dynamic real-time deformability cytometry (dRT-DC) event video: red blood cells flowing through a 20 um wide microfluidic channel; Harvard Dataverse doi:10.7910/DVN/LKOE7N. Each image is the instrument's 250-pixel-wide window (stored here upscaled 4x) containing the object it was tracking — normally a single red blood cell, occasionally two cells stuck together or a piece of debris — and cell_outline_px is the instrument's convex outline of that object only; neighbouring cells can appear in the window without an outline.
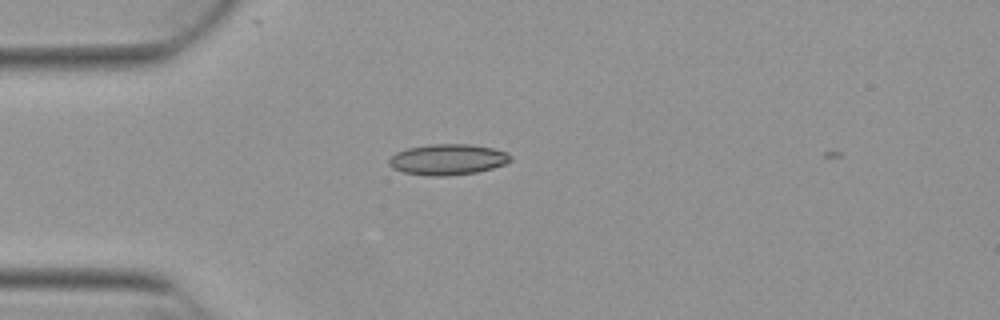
{"species": "Egyptian fruit bat (a non-hibernating species)", "species_latin": "Rousettus aegyptiacus", "temperature_condition": "warm", "stored_images_in_passage": 16, "camera_frame_rate_fps": 3000, "um_per_image_px": 0.085, "animal": {"sex": "female"}, "frame": {"image": 1, "passage_image": 4, "time_ms": 1.0, "image_size_px": [1000, 320], "cell_outline_px": [[512, 160], [504, 164], [492, 168], [476, 172], [448, 176], [432, 176], [404, 172], [392, 168], [388, 164], [388, 160], [396, 152], [408, 148], [428, 144], [468, 144], [492, 148], [508, 152], [512, 156]], "centroid_in_image_um": [38.06, 13.55], "position_along_channel_um": 46.9, "area_um2": 21.85}}
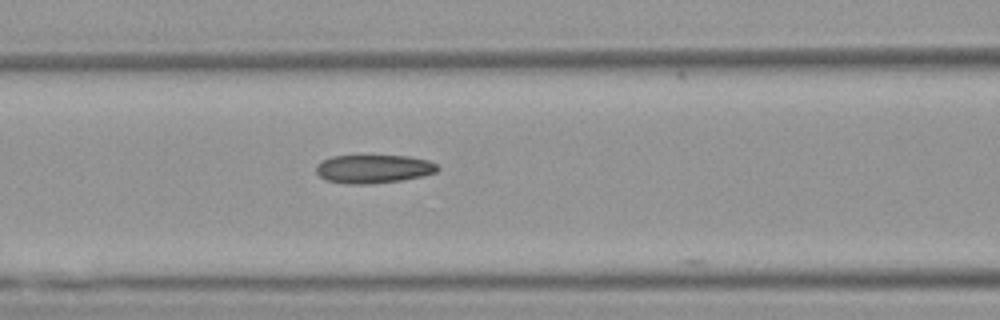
{"frame": {"image": 2, "passage_image": 12, "time_ms": 3.667, "image_size_px": [1000, 320], "cell_outline_px": [[440, 168], [436, 172], [424, 176], [404, 180], [372, 184], [348, 184], [324, 180], [316, 172], [316, 164], [320, 160], [332, 156], [408, 156], [428, 160], [436, 164]], "centroid_in_image_um": [31.73, 14.36], "position_along_channel_um": 134.9, "area_um2": 20.4}}
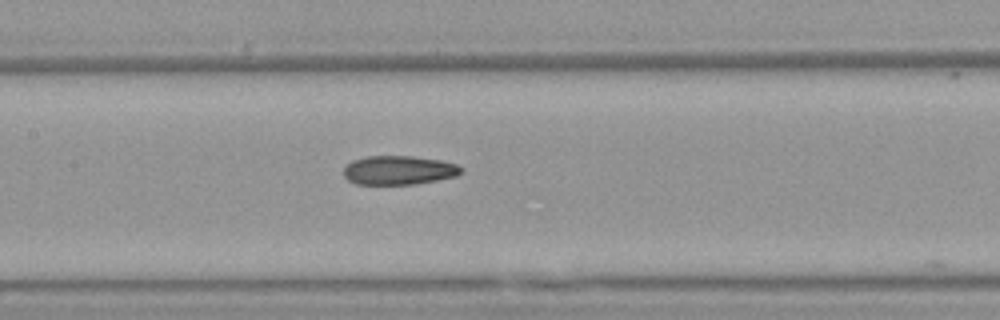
{"frame": {"image": 3, "passage_image": 15, "time_ms": 4.667, "image_size_px": [1000, 320], "cell_outline_px": [[464, 168], [456, 176], [416, 184], [356, 184], [348, 180], [344, 176], [344, 168], [352, 160], [368, 156], [412, 156], [440, 160], [456, 164]], "centroid_in_image_um": [33.89, 14.46], "position_along_channel_um": 173.5, "area_um2": 19.77}}